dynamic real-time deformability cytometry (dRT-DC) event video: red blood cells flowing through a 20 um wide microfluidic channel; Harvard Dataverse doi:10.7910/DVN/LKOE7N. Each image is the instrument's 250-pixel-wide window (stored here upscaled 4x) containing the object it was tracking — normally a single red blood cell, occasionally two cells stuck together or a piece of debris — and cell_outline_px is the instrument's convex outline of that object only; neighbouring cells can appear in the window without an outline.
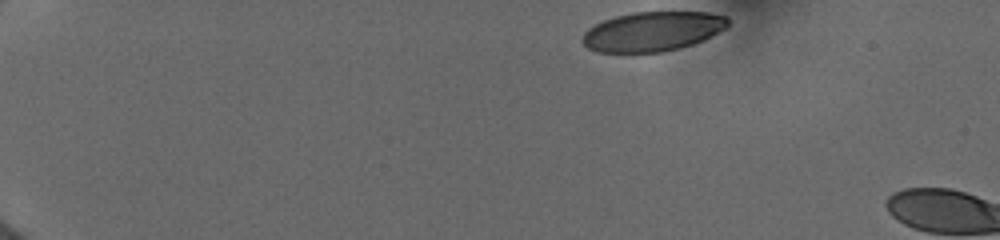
{"species": "human", "species_latin": "Homo sapiens", "temperature_condition": "cold", "stored_images_in_passage": 5, "camera_frame_rate_fps": 3000, "um_per_image_px": 0.085, "donor": {"sex": "female"}, "frame": {"image": 1, "passage_image": 1, "time_ms": 0.0, "image_size_px": [1000, 240], "cell_outline_px": [[728, 24], [724, 28], [704, 40], [680, 48], [660, 52], [596, 52], [588, 48], [580, 40], [584, 32], [588, 28], [604, 20], [616, 16], [632, 12], [708, 12], [728, 16]], "centroid_in_image_um": [55.45, 2.67], "position_along_channel_um": 29.6, "area_um2": 33.52}}